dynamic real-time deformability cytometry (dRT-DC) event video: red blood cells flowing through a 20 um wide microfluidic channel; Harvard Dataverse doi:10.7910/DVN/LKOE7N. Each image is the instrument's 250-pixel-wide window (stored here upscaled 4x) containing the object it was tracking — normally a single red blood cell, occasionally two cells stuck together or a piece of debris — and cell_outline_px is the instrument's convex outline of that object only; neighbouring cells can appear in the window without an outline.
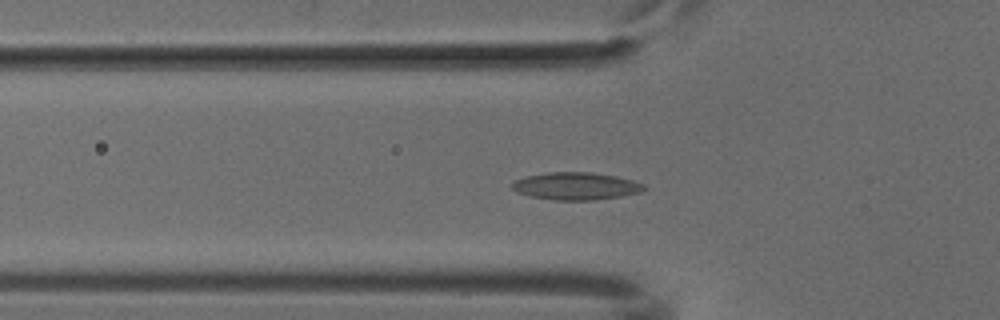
{"species": "common noctule bat (a hibernating species)", "species_latin": "Nyctalus noctula", "temperature_condition": "cold", "stored_images_in_passage": 47, "segment_of_instrument_passage": [1, 2], "camera_frame_rate_fps": 3000, "um_per_image_px": 0.085, "animal": {"sex": "male", "body_mass_g": 18.8}, "frame": {"image": 1, "passage_image": 11, "time_ms": 3.333, "image_size_px": [1000, 320], "cell_outline_px": [[648, 188], [640, 192], [620, 196], [592, 200], [552, 200], [532, 196], [516, 192], [512, 188], [512, 184], [516, 180], [528, 176], [548, 172], [592, 172], [616, 176], [632, 180], [644, 184]], "centroid_in_image_um": [48.98, 15.81], "position_along_channel_um": 76.8, "area_um2": 20.98}}
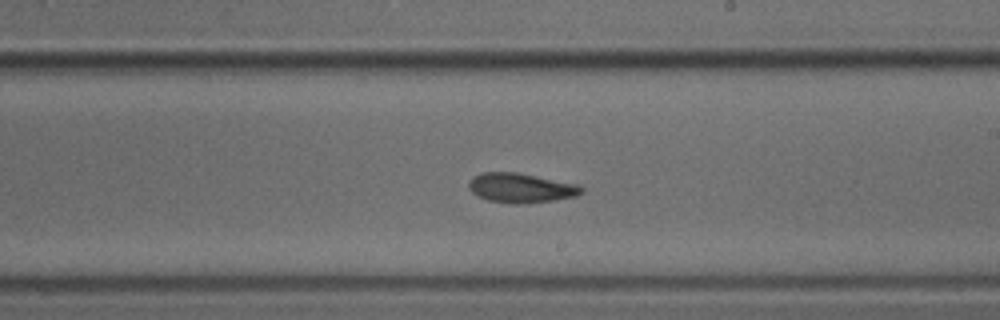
{"frame": {"image": 2, "passage_image": 24, "time_ms": 7.667, "image_size_px": [1000, 320], "cell_outline_px": [[584, 192], [576, 196], [556, 200], [516, 204], [512, 204], [488, 200], [476, 196], [468, 188], [468, 184], [472, 176], [480, 172], [516, 172], [580, 184], [584, 188]], "centroid_in_image_um": [44.28, 15.97], "position_along_channel_um": 244.7, "area_um2": 19.71}}
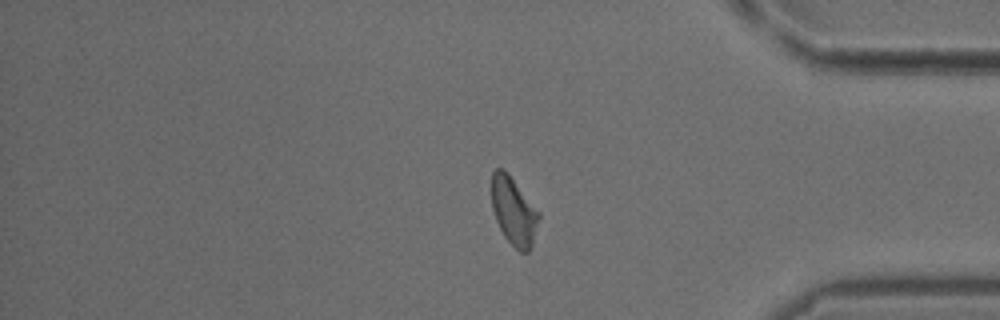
{"frame": {"image": 3, "passage_image": 37, "time_ms": 12.0, "image_size_px": [1000, 320], "cell_outline_px": [[540, 216], [532, 248], [528, 252], [520, 252], [504, 236], [496, 220], [492, 208], [492, 172], [496, 168], [504, 168], [508, 172], [540, 212]], "centroid_in_image_um": [43.68, 17.94], "position_along_channel_um": 391.5, "area_um2": 18.84}}